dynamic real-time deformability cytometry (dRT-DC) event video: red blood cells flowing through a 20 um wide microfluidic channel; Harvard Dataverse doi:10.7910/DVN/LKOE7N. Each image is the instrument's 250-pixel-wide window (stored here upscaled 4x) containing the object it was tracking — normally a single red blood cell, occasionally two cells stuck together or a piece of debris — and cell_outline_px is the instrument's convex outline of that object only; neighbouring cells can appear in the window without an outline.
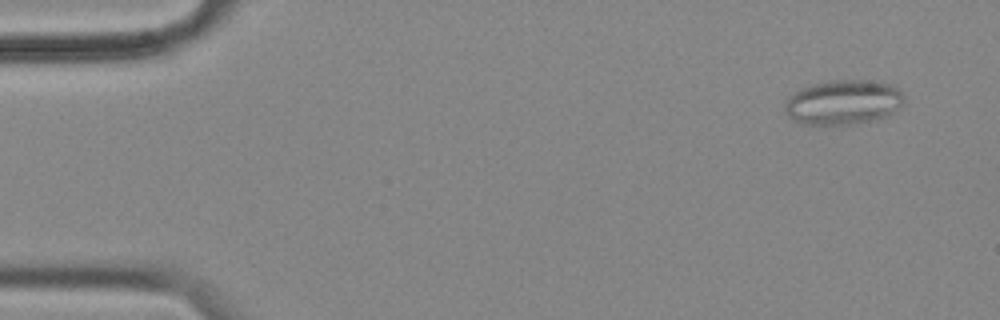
{"species": "common noctule bat (a hibernating species)", "species_latin": "Nyctalus noctula", "temperature_condition": "cold", "stored_images_in_passage": 2, "camera_frame_rate_fps": 3000, "um_per_image_px": 0.085, "animal": {"sex": "female", "body_mass_g": 18.4}, "frame": {"image": 1, "passage_image": 2, "time_ms": 0.333, "image_size_px": [1000, 320], "cell_outline_px": [[904, 100], [900, 108], [888, 116], [872, 120], [852, 124], [804, 124], [788, 116], [784, 108], [784, 104], [788, 96], [800, 88], [812, 84], [828, 80], [876, 80], [892, 84], [900, 92]], "centroid_in_image_um": [71.68, 8.67], "position_along_channel_um": 13.3, "area_um2": 31.21}}